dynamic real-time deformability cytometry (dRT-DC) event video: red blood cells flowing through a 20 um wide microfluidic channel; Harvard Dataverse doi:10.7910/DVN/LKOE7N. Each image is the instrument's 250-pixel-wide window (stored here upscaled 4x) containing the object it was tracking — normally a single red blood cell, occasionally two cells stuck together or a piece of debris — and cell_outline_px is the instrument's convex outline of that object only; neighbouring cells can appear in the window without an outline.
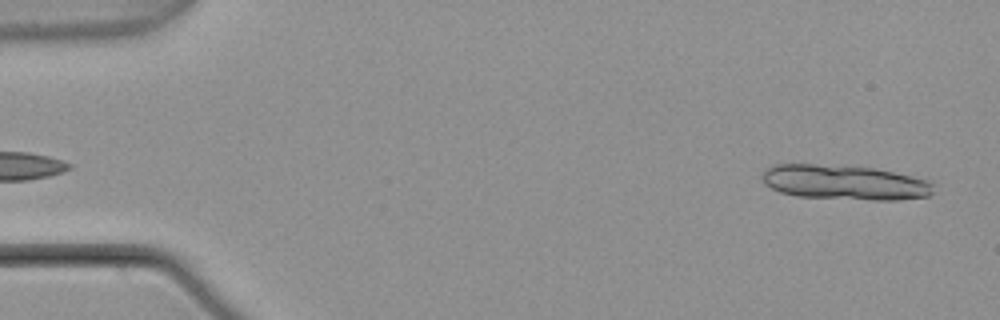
{"species": "common noctule bat (a hibernating species)", "species_latin": "Nyctalus noctula", "temperature_condition": "warm", "stored_images_in_passage": 5, "segment_of_instrument_passage": [2, 2], "camera_frame_rate_fps": 3000, "um_per_image_px": 0.085, "animal": {"sex": "male", "body_mass_g": 21.5, "forearm_length_mm": 52.0}, "frame": {"image": 1, "passage_image": 5, "time_ms": 1.333, "image_size_px": [1000, 320], "cell_outline_px": [[932, 192], [928, 196], [900, 200], [872, 200], [796, 196], [780, 192], [764, 184], [760, 176], [768, 168], [776, 164], [816, 164], [872, 168], [932, 180]], "centroid_in_image_um": [71.78, 15.51], "position_along_channel_um": 13.2, "area_um2": 34.68}}